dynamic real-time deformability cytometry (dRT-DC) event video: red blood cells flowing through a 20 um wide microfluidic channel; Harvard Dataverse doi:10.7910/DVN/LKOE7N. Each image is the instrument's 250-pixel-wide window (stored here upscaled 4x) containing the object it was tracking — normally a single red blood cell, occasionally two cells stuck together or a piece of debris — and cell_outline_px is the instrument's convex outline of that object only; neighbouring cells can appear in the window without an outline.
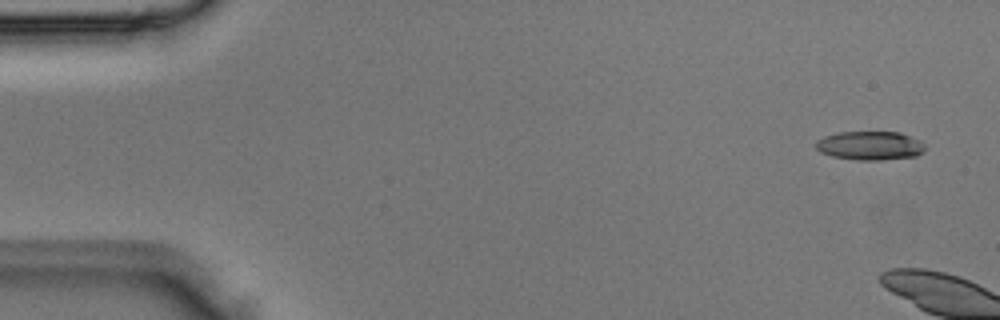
{"species": "Egyptian fruit bat (a non-hibernating species)", "species_latin": "Rousettus aegyptiacus", "temperature_condition": "room temperature", "stored_images_in_passage": 4, "camera_frame_rate_fps": 3000, "um_per_image_px": 0.085, "animal": {"sex": "male"}, "frame": {"image": 1, "passage_image": 1, "time_ms": 0.0, "image_size_px": [1000, 320], "cell_outline_px": [[924, 152], [916, 156], [880, 160], [860, 160], [832, 156], [820, 152], [816, 148], [816, 140], [824, 136], [836, 132], [900, 132], [920, 140], [924, 144]], "centroid_in_image_um": [73.95, 12.37], "position_along_channel_um": 11.1, "area_um2": 18.38}}